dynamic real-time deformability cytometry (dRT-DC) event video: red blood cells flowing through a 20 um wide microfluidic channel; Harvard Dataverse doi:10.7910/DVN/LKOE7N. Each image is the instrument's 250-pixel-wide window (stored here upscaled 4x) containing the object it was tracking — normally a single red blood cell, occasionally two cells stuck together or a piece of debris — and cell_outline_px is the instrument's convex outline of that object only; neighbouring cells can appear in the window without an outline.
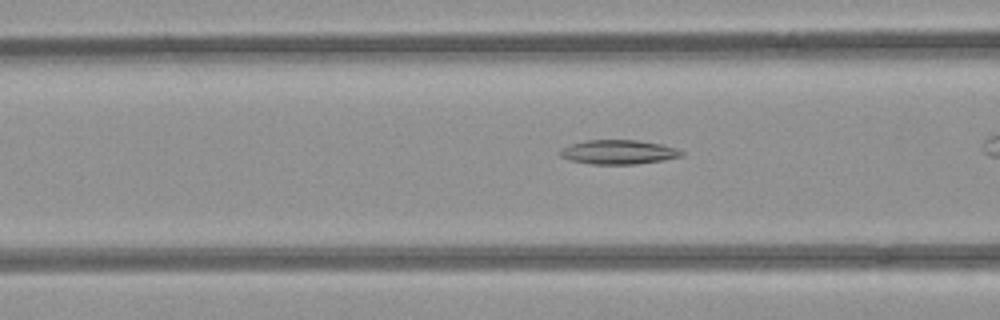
{"species": "common noctule bat (a hibernating species)", "species_latin": "Nyctalus noctula", "temperature_condition": "room temperature", "stored_images_in_passage": 26, "camera_frame_rate_fps": 3000, "um_per_image_px": 0.085, "animal": {"sex": "female", "body_mass_g": 21.9}, "frame": {"image": 1, "passage_image": 5, "time_ms": 1.333, "image_size_px": [1000, 320], "cell_outline_px": [[684, 156], [664, 160], [636, 164], [592, 164], [568, 160], [560, 156], [560, 152], [564, 148], [572, 144], [588, 140], [636, 140], [660, 144], [676, 148], [684, 152]], "centroid_in_image_um": [52.61, 12.93], "position_along_channel_um": 114.0, "area_um2": 17.05}}
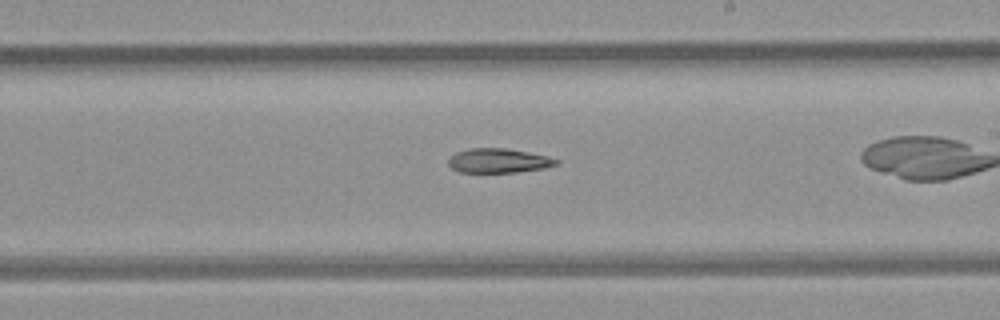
{"frame": {"image": 2, "passage_image": 15, "time_ms": 4.667, "image_size_px": [1000, 320], "cell_outline_px": [[560, 160], [556, 164], [544, 168], [516, 172], [460, 172], [452, 168], [448, 164], [448, 160], [456, 152], [468, 148], [504, 148], [528, 152], [548, 156]], "centroid_in_image_um": [42.37, 13.65], "position_along_channel_um": 246.6, "area_um2": 15.2}}